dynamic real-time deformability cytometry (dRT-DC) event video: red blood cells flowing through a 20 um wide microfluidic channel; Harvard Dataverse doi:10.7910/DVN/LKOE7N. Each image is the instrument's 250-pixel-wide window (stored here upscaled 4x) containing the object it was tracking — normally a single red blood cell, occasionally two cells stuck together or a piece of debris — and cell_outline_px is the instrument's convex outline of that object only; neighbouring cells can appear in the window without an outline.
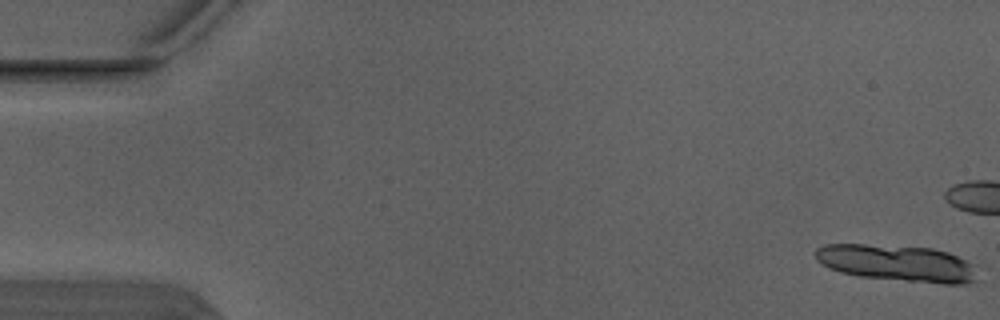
{"species": "Egyptian fruit bat (a non-hibernating species)", "species_latin": "Rousettus aegyptiacus", "temperature_condition": "warm", "stored_images_in_passage": 3, "camera_frame_rate_fps": 3000, "um_per_image_px": 0.085, "animal": {"sex": "male"}, "frame": {"image": 1, "passage_image": 3, "time_ms": 0.667, "image_size_px": [1000, 320], "cell_outline_px": [[980, 280], [964, 284], [940, 284], [860, 276], [840, 272], [828, 268], [816, 260], [816, 248], [824, 244], [864, 244], [932, 248], [948, 252], [972, 264]], "centroid_in_image_um": [76.27, 22.37], "position_along_channel_um": 8.7, "area_um2": 34.62}}